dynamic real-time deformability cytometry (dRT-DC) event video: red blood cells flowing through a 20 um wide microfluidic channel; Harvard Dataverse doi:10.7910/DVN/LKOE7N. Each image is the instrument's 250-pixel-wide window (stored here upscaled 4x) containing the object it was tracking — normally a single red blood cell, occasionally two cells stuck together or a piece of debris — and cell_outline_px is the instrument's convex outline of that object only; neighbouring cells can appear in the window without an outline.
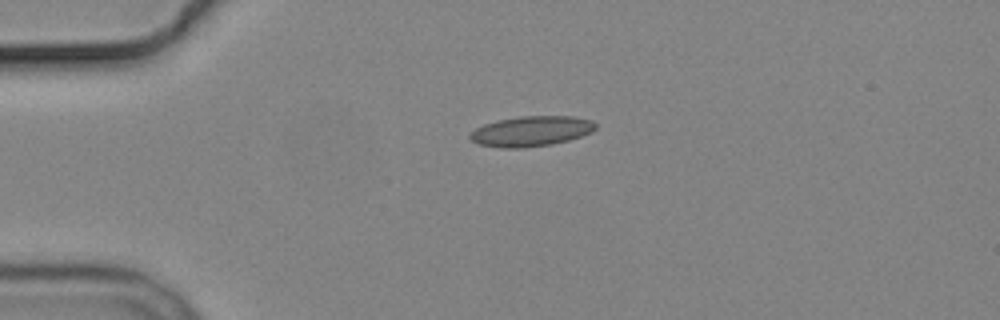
{"species": "common noctule bat (a hibernating species)", "species_latin": "Nyctalus noctula", "temperature_condition": "cold", "stored_images_in_passage": 3, "camera_frame_rate_fps": 3000, "um_per_image_px": 0.085, "animal": {"sex": "male", "body_mass_g": 19.2, "forearm_length_mm": 51.8}, "frame": {"image": 1, "passage_image": 1, "time_ms": 0.0, "image_size_px": [1000, 320], "cell_outline_px": [[596, 128], [592, 132], [568, 140], [552, 144], [520, 148], [504, 148], [480, 144], [472, 140], [468, 136], [476, 128], [484, 124], [500, 120], [520, 116], [572, 116], [592, 120], [596, 124]], "centroid_in_image_um": [45.18, 11.15], "position_along_channel_um": 39.8, "area_um2": 21.91}}
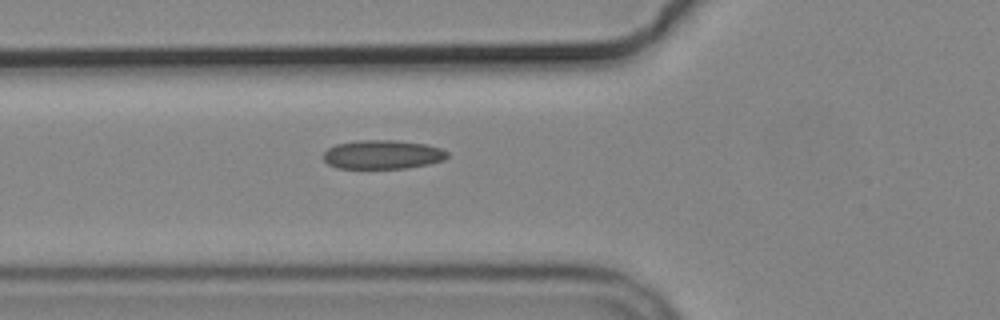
{"frame": {"image": 2, "passage_image": 3, "time_ms": 2.333, "image_size_px": [1000, 320], "cell_outline_px": [[448, 156], [444, 160], [428, 164], [408, 168], [336, 168], [328, 164], [324, 160], [324, 152], [328, 148], [336, 144], [360, 140], [396, 140], [424, 144], [440, 148], [448, 152]], "centroid_in_image_um": [32.51, 13.14], "position_along_channel_um": 93.3, "area_um2": 20.87}}